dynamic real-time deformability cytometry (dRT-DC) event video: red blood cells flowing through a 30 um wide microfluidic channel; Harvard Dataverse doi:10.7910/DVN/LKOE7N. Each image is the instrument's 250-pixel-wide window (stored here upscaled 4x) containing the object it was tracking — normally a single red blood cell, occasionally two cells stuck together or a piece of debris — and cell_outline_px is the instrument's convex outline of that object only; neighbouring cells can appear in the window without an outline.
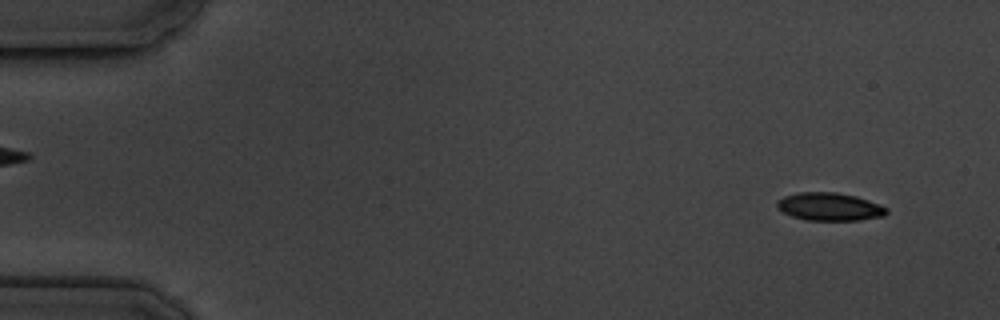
{"species": "common noctule bat (a hibernating species)", "species_latin": "Nyctalus noctula", "temperature_condition": "cold", "stored_images_in_passage": 6, "camera_frame_rate_fps": 3000, "um_per_image_px": 0.085, "animal": {"sex": "male", "body_mass_g": 19.5, "forearm_length_mm": 54.6}, "frame": {"image": 1, "passage_image": 1, "time_ms": 0.0, "image_size_px": [1000, 320], "cell_outline_px": [[888, 212], [884, 216], [860, 220], [804, 220], [792, 216], [776, 208], [776, 200], [784, 196], [800, 192], [836, 192], [856, 196], [880, 204], [888, 208]], "centroid_in_image_um": [70.51, 17.57], "position_along_channel_um": 14.5, "area_um2": 17.98}}
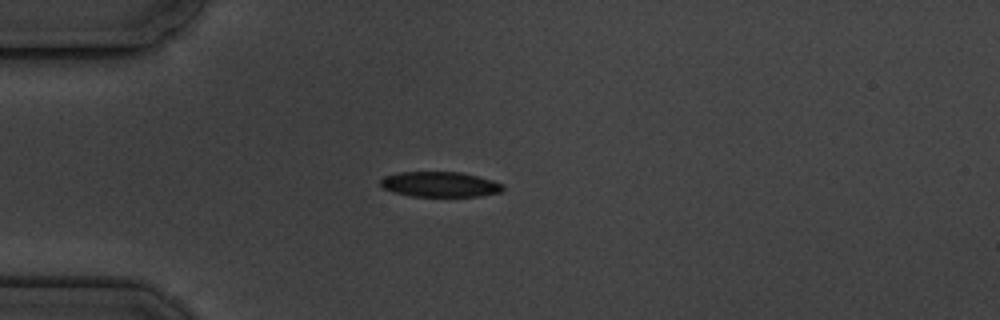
{"frame": {"image": 2, "passage_image": 4, "time_ms": 3.667, "image_size_px": [1000, 320], "cell_outline_px": [[504, 188], [500, 192], [480, 196], [412, 196], [396, 192], [384, 188], [380, 184], [380, 180], [384, 176], [396, 172], [460, 172], [492, 180], [504, 184]], "centroid_in_image_um": [37.4, 15.66], "position_along_channel_um": 47.6, "area_um2": 17.86}}
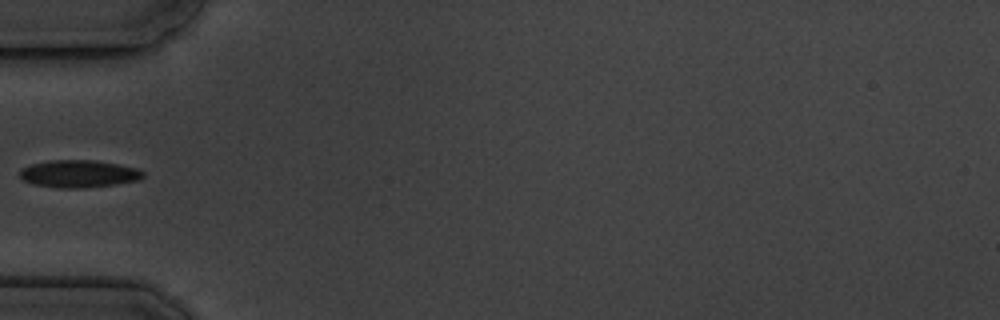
{"frame": {"image": 3, "passage_image": 5, "time_ms": 5.0, "image_size_px": [1000, 320], "cell_outline_px": [[144, 176], [140, 180], [116, 184], [84, 188], [60, 188], [32, 184], [24, 180], [20, 176], [20, 168], [32, 164], [52, 160], [92, 160], [116, 164], [136, 168], [144, 172]], "centroid_in_image_um": [6.69, 14.78], "position_along_channel_um": 78.3, "area_um2": 19.65}}